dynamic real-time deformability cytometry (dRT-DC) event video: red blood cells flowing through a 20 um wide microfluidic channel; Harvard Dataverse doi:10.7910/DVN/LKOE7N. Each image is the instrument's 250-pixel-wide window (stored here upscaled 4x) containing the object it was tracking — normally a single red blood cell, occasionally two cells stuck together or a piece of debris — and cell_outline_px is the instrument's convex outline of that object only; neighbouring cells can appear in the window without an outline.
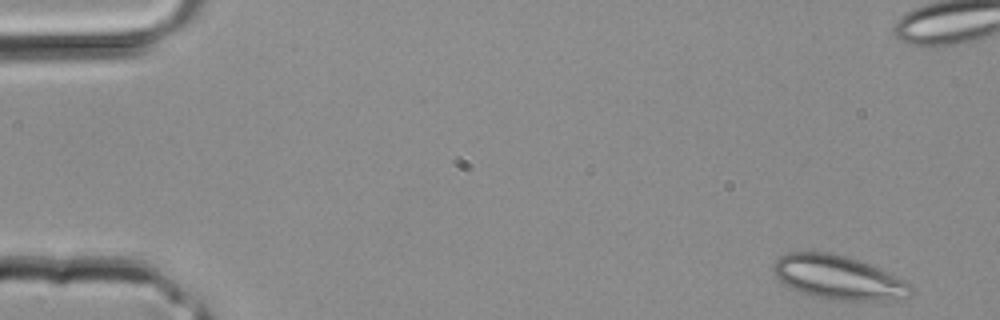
{"species": "common noctule bat (a hibernating species)", "species_latin": "Nyctalus noctula", "temperature_condition": "room temperature", "stored_images_in_passage": 4, "camera_frame_rate_fps": 3000, "um_per_image_px": 0.085, "animal": {"sex": "male", "body_mass_g": 20.4}, "frame": {"image": 1, "passage_image": 1, "time_ms": 0.0, "image_size_px": [1000, 320], "cell_outline_px": [[916, 292], [912, 296], [884, 300], [828, 300], [812, 296], [788, 288], [772, 272], [772, 264], [780, 256], [788, 252], [828, 252], [844, 256], [880, 268], [912, 280], [916, 288]], "centroid_in_image_um": [71.34, 23.6], "position_along_channel_um": 13.7, "area_um2": 36.01}}